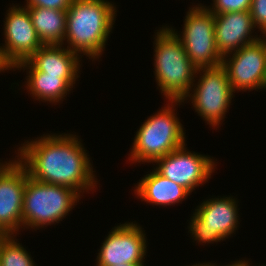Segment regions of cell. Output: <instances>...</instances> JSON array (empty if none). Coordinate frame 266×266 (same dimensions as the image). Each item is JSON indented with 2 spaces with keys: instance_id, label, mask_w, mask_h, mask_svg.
I'll return each mask as SVG.
<instances>
[{
  "instance_id": "cell-2",
  "label": "cell",
  "mask_w": 266,
  "mask_h": 266,
  "mask_svg": "<svg viewBox=\"0 0 266 266\" xmlns=\"http://www.w3.org/2000/svg\"><path fill=\"white\" fill-rule=\"evenodd\" d=\"M116 11L114 4L107 0H73L66 10L67 48L79 56L99 58L112 32Z\"/></svg>"
},
{
  "instance_id": "cell-1",
  "label": "cell",
  "mask_w": 266,
  "mask_h": 266,
  "mask_svg": "<svg viewBox=\"0 0 266 266\" xmlns=\"http://www.w3.org/2000/svg\"><path fill=\"white\" fill-rule=\"evenodd\" d=\"M77 137L65 133L43 135L23 143L16 157L29 177L38 182L66 186L79 194L88 192L98 183L87 150Z\"/></svg>"
},
{
  "instance_id": "cell-27",
  "label": "cell",
  "mask_w": 266,
  "mask_h": 266,
  "mask_svg": "<svg viewBox=\"0 0 266 266\" xmlns=\"http://www.w3.org/2000/svg\"><path fill=\"white\" fill-rule=\"evenodd\" d=\"M192 266H204V264L203 263H196V265L194 264V265H192Z\"/></svg>"
},
{
  "instance_id": "cell-19",
  "label": "cell",
  "mask_w": 266,
  "mask_h": 266,
  "mask_svg": "<svg viewBox=\"0 0 266 266\" xmlns=\"http://www.w3.org/2000/svg\"><path fill=\"white\" fill-rule=\"evenodd\" d=\"M0 266H36L27 250L12 235H0Z\"/></svg>"
},
{
  "instance_id": "cell-17",
  "label": "cell",
  "mask_w": 266,
  "mask_h": 266,
  "mask_svg": "<svg viewBox=\"0 0 266 266\" xmlns=\"http://www.w3.org/2000/svg\"><path fill=\"white\" fill-rule=\"evenodd\" d=\"M32 24L43 45H64L67 26L66 11L27 7Z\"/></svg>"
},
{
  "instance_id": "cell-22",
  "label": "cell",
  "mask_w": 266,
  "mask_h": 266,
  "mask_svg": "<svg viewBox=\"0 0 266 266\" xmlns=\"http://www.w3.org/2000/svg\"><path fill=\"white\" fill-rule=\"evenodd\" d=\"M25 7H42L66 11L73 0H26Z\"/></svg>"
},
{
  "instance_id": "cell-14",
  "label": "cell",
  "mask_w": 266,
  "mask_h": 266,
  "mask_svg": "<svg viewBox=\"0 0 266 266\" xmlns=\"http://www.w3.org/2000/svg\"><path fill=\"white\" fill-rule=\"evenodd\" d=\"M63 45H42L28 60L20 62L15 69L40 71L45 75L65 78L72 86L79 77V55ZM19 68V69H18ZM78 72V73H77Z\"/></svg>"
},
{
  "instance_id": "cell-6",
  "label": "cell",
  "mask_w": 266,
  "mask_h": 266,
  "mask_svg": "<svg viewBox=\"0 0 266 266\" xmlns=\"http://www.w3.org/2000/svg\"><path fill=\"white\" fill-rule=\"evenodd\" d=\"M181 40L191 63L197 68L216 67L222 64V56L217 50L214 14L206 6L189 8L184 21L182 37L170 28Z\"/></svg>"
},
{
  "instance_id": "cell-15",
  "label": "cell",
  "mask_w": 266,
  "mask_h": 266,
  "mask_svg": "<svg viewBox=\"0 0 266 266\" xmlns=\"http://www.w3.org/2000/svg\"><path fill=\"white\" fill-rule=\"evenodd\" d=\"M214 27L217 50L222 57L261 38L252 35L255 26L250 10L214 14Z\"/></svg>"
},
{
  "instance_id": "cell-20",
  "label": "cell",
  "mask_w": 266,
  "mask_h": 266,
  "mask_svg": "<svg viewBox=\"0 0 266 266\" xmlns=\"http://www.w3.org/2000/svg\"><path fill=\"white\" fill-rule=\"evenodd\" d=\"M212 7H206L213 14L250 10L252 0H213Z\"/></svg>"
},
{
  "instance_id": "cell-23",
  "label": "cell",
  "mask_w": 266,
  "mask_h": 266,
  "mask_svg": "<svg viewBox=\"0 0 266 266\" xmlns=\"http://www.w3.org/2000/svg\"><path fill=\"white\" fill-rule=\"evenodd\" d=\"M204 264V266H217V265H215V263H210V262H208V263H203ZM224 266H250V264H249V261L247 260V261H245L244 259H243V261L242 260H239V261H235V263H232V264H228V265H224Z\"/></svg>"
},
{
  "instance_id": "cell-10",
  "label": "cell",
  "mask_w": 266,
  "mask_h": 266,
  "mask_svg": "<svg viewBox=\"0 0 266 266\" xmlns=\"http://www.w3.org/2000/svg\"><path fill=\"white\" fill-rule=\"evenodd\" d=\"M5 15V44L0 46L4 62L14 70L23 61L28 60L42 45L27 7L15 5Z\"/></svg>"
},
{
  "instance_id": "cell-24",
  "label": "cell",
  "mask_w": 266,
  "mask_h": 266,
  "mask_svg": "<svg viewBox=\"0 0 266 266\" xmlns=\"http://www.w3.org/2000/svg\"><path fill=\"white\" fill-rule=\"evenodd\" d=\"M6 70H12L2 59L1 53H0V72Z\"/></svg>"
},
{
  "instance_id": "cell-8",
  "label": "cell",
  "mask_w": 266,
  "mask_h": 266,
  "mask_svg": "<svg viewBox=\"0 0 266 266\" xmlns=\"http://www.w3.org/2000/svg\"><path fill=\"white\" fill-rule=\"evenodd\" d=\"M236 199L212 198L197 206L191 216L189 231L197 243H214L231 237L237 227L239 214Z\"/></svg>"
},
{
  "instance_id": "cell-21",
  "label": "cell",
  "mask_w": 266,
  "mask_h": 266,
  "mask_svg": "<svg viewBox=\"0 0 266 266\" xmlns=\"http://www.w3.org/2000/svg\"><path fill=\"white\" fill-rule=\"evenodd\" d=\"M250 14L255 28L266 36V0H252Z\"/></svg>"
},
{
  "instance_id": "cell-5",
  "label": "cell",
  "mask_w": 266,
  "mask_h": 266,
  "mask_svg": "<svg viewBox=\"0 0 266 266\" xmlns=\"http://www.w3.org/2000/svg\"><path fill=\"white\" fill-rule=\"evenodd\" d=\"M81 196L69 187L28 177L23 195L22 226L39 229L62 221Z\"/></svg>"
},
{
  "instance_id": "cell-12",
  "label": "cell",
  "mask_w": 266,
  "mask_h": 266,
  "mask_svg": "<svg viewBox=\"0 0 266 266\" xmlns=\"http://www.w3.org/2000/svg\"><path fill=\"white\" fill-rule=\"evenodd\" d=\"M28 177L27 169L16 157L0 170V235L15 237L23 229V195Z\"/></svg>"
},
{
  "instance_id": "cell-13",
  "label": "cell",
  "mask_w": 266,
  "mask_h": 266,
  "mask_svg": "<svg viewBox=\"0 0 266 266\" xmlns=\"http://www.w3.org/2000/svg\"><path fill=\"white\" fill-rule=\"evenodd\" d=\"M143 232L141 226L133 222L112 228L99 249L96 266L144 264L147 243Z\"/></svg>"
},
{
  "instance_id": "cell-11",
  "label": "cell",
  "mask_w": 266,
  "mask_h": 266,
  "mask_svg": "<svg viewBox=\"0 0 266 266\" xmlns=\"http://www.w3.org/2000/svg\"><path fill=\"white\" fill-rule=\"evenodd\" d=\"M187 144L175 149L154 162L160 175L186 188L190 193L203 185L216 168L213 157L187 151Z\"/></svg>"
},
{
  "instance_id": "cell-16",
  "label": "cell",
  "mask_w": 266,
  "mask_h": 266,
  "mask_svg": "<svg viewBox=\"0 0 266 266\" xmlns=\"http://www.w3.org/2000/svg\"><path fill=\"white\" fill-rule=\"evenodd\" d=\"M135 187L134 194L141 201L157 206L174 205L190 195L186 188L160 175L155 169L146 174Z\"/></svg>"
},
{
  "instance_id": "cell-4",
  "label": "cell",
  "mask_w": 266,
  "mask_h": 266,
  "mask_svg": "<svg viewBox=\"0 0 266 266\" xmlns=\"http://www.w3.org/2000/svg\"><path fill=\"white\" fill-rule=\"evenodd\" d=\"M156 114L150 116L140 126L128 157L133 163H154L185 144V132L179 118L175 114L176 105L181 100H168ZM175 105V106H174Z\"/></svg>"
},
{
  "instance_id": "cell-26",
  "label": "cell",
  "mask_w": 266,
  "mask_h": 266,
  "mask_svg": "<svg viewBox=\"0 0 266 266\" xmlns=\"http://www.w3.org/2000/svg\"><path fill=\"white\" fill-rule=\"evenodd\" d=\"M7 164V161H5L4 163H0V170Z\"/></svg>"
},
{
  "instance_id": "cell-9",
  "label": "cell",
  "mask_w": 266,
  "mask_h": 266,
  "mask_svg": "<svg viewBox=\"0 0 266 266\" xmlns=\"http://www.w3.org/2000/svg\"><path fill=\"white\" fill-rule=\"evenodd\" d=\"M221 65L234 92L266 89V37L226 54Z\"/></svg>"
},
{
  "instance_id": "cell-25",
  "label": "cell",
  "mask_w": 266,
  "mask_h": 266,
  "mask_svg": "<svg viewBox=\"0 0 266 266\" xmlns=\"http://www.w3.org/2000/svg\"><path fill=\"white\" fill-rule=\"evenodd\" d=\"M116 266H144V264H121Z\"/></svg>"
},
{
  "instance_id": "cell-18",
  "label": "cell",
  "mask_w": 266,
  "mask_h": 266,
  "mask_svg": "<svg viewBox=\"0 0 266 266\" xmlns=\"http://www.w3.org/2000/svg\"><path fill=\"white\" fill-rule=\"evenodd\" d=\"M27 74L28 92L36 100L42 102L54 104L63 101L73 88L65 78H59V76L45 75L40 71H27Z\"/></svg>"
},
{
  "instance_id": "cell-3",
  "label": "cell",
  "mask_w": 266,
  "mask_h": 266,
  "mask_svg": "<svg viewBox=\"0 0 266 266\" xmlns=\"http://www.w3.org/2000/svg\"><path fill=\"white\" fill-rule=\"evenodd\" d=\"M154 73L161 93L168 100L184 101L192 91L197 68L189 60L178 36L170 27L156 30Z\"/></svg>"
},
{
  "instance_id": "cell-7",
  "label": "cell",
  "mask_w": 266,
  "mask_h": 266,
  "mask_svg": "<svg viewBox=\"0 0 266 266\" xmlns=\"http://www.w3.org/2000/svg\"><path fill=\"white\" fill-rule=\"evenodd\" d=\"M196 73L200 74V78L197 83L192 84L193 92L187 97L191 99L195 112L206 120L205 123L213 127L219 126L220 121L225 118L232 98L235 97L226 70L220 65L199 68Z\"/></svg>"
}]
</instances>
